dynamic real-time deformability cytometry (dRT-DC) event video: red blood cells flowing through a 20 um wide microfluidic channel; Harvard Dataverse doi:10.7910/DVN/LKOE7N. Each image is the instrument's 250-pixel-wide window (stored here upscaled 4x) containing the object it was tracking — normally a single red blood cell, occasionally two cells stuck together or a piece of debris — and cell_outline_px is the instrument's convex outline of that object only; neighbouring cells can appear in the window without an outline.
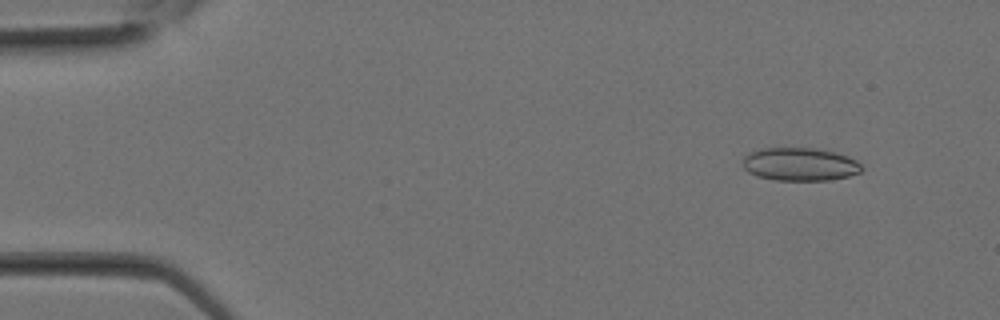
{"species": "Egyptian fruit bat (a non-hibernating species)", "species_latin": "Rousettus aegyptiacus", "temperature_condition": "room temperature", "stored_images_in_passage": 29, "camera_frame_rate_fps": 3000, "um_per_image_px": 0.085, "animal": {"sex": "female"}, "frame": {"image": 1, "passage_image": 3, "time_ms": 0.667, "image_size_px": [1000, 320], "cell_outline_px": [[864, 168], [860, 172], [848, 176], [828, 180], [776, 180], [756, 176], [748, 172], [744, 168], [744, 156], [748, 152], [760, 148], [816, 148], [836, 152], [848, 156], [856, 160]], "centroid_in_image_um": [67.99, 13.95], "position_along_channel_um": 17.0, "area_um2": 23.06}}
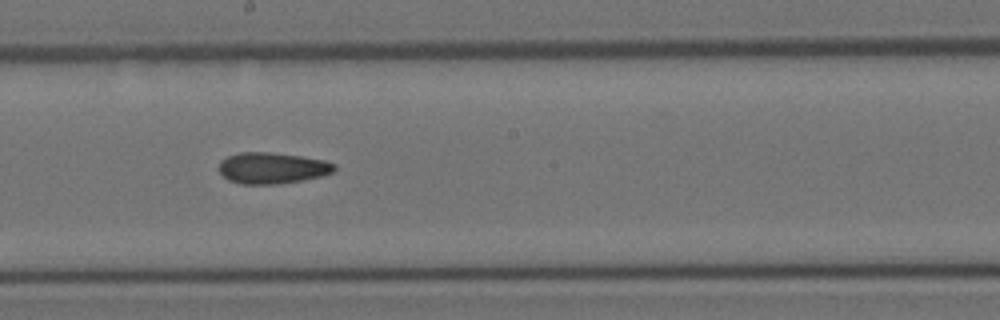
{"frame": {"image": 2, "passage_image": 16, "time_ms": 5.0, "image_size_px": [1000, 320], "cell_outline_px": [[336, 168], [332, 172], [320, 176], [304, 180], [276, 184], [240, 184], [228, 180], [220, 172], [220, 160], [228, 156], [240, 152], [272, 152], [300, 156], [324, 160], [336, 164]], "centroid_in_image_um": [23.13, 14.28], "position_along_channel_um": 225.1, "area_um2": 20.98}}
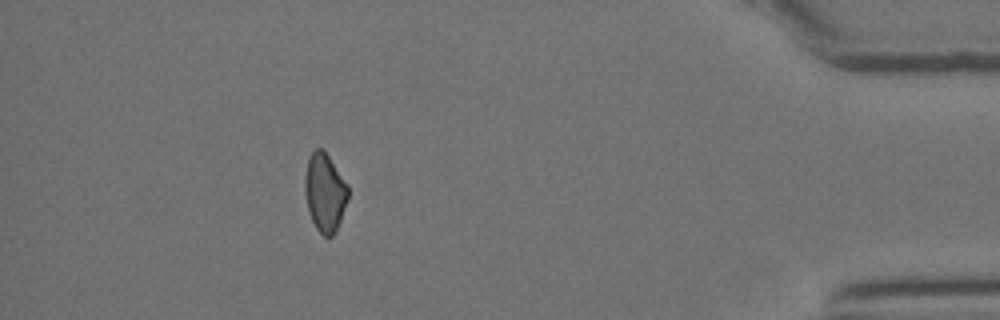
{"frame": {"image": 3, "passage_image": 26, "time_ms": 8.333, "image_size_px": [1000, 320], "cell_outline_px": [[348, 196], [340, 220], [332, 236], [324, 236], [316, 228], [312, 220], [308, 208], [304, 192], [304, 180], [308, 156], [316, 148], [320, 148], [328, 156], [348, 184]], "centroid_in_image_um": [27.59, 16.33], "position_along_channel_um": 407.6, "area_um2": 19.42}}